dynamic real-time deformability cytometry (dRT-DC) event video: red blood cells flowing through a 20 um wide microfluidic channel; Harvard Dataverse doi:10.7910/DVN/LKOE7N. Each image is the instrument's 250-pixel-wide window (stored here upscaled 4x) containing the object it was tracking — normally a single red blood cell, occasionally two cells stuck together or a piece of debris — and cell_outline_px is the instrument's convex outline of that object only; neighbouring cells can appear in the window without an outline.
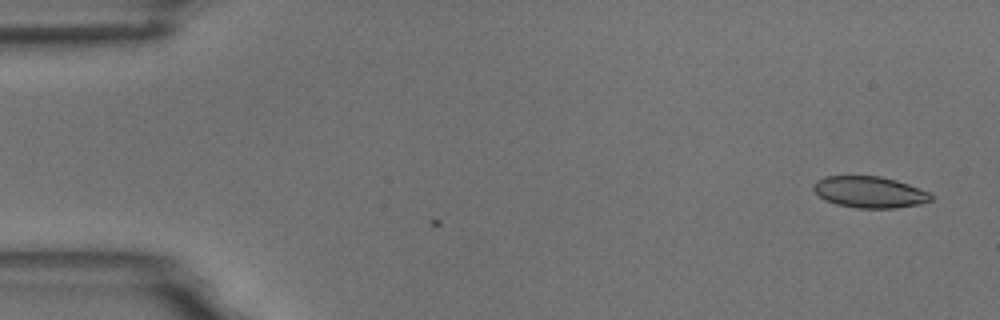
{"species": "common noctule bat (a hibernating species)", "species_latin": "Nyctalus noctula", "temperature_condition": "room temperature", "stored_images_in_passage": 2, "camera_frame_rate_fps": 3000, "um_per_image_px": 0.085, "animal": {"sex": "male", "body_mass_g": 18.8}, "frame": {"image": 1, "passage_image": 2, "time_ms": 1.333, "image_size_px": [1000, 320], "cell_outline_px": [[936, 196], [932, 200], [920, 204], [896, 208], [856, 208], [836, 204], [824, 200], [812, 188], [812, 184], [816, 180], [824, 176], [880, 176], [896, 180], [908, 184], [928, 192]], "centroid_in_image_um": [73.91, 16.33], "position_along_channel_um": 11.1, "area_um2": 21.68}}